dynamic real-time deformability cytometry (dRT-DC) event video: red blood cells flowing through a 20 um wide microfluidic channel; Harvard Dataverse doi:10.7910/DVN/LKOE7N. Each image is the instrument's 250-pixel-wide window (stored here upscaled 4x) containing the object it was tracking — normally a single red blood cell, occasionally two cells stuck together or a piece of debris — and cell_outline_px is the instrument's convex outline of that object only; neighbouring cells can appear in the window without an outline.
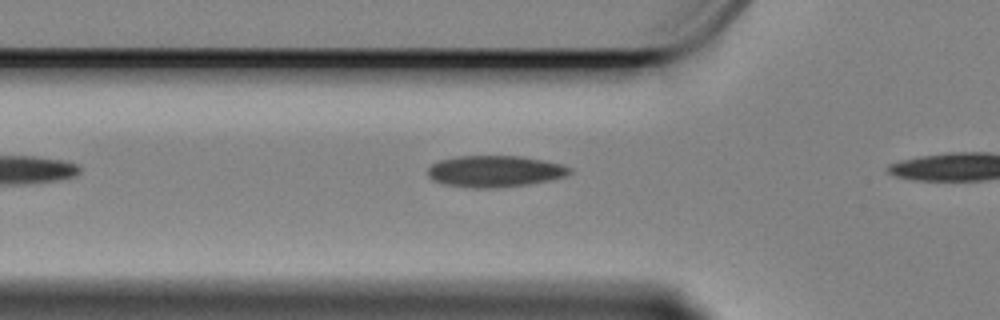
{"species": "Egyptian fruit bat (a non-hibernating species)", "species_latin": "Rousettus aegyptiacus", "temperature_condition": "cold", "stored_images_in_passage": 24, "camera_frame_rate_fps": 3000, "um_per_image_px": 0.085, "animal": {"sex": "female"}, "frame": {"image": 1, "passage_image": 5, "time_ms": 1.333, "image_size_px": [1000, 320], "cell_outline_px": [[572, 172], [564, 176], [548, 180], [528, 184], [496, 188], [468, 188], [440, 184], [432, 180], [428, 176], [428, 168], [432, 164], [440, 160], [456, 156], [520, 156], [560, 164], [572, 168]], "centroid_in_image_um": [41.99, 14.57], "position_along_channel_um": 83.8, "area_um2": 26.07}}
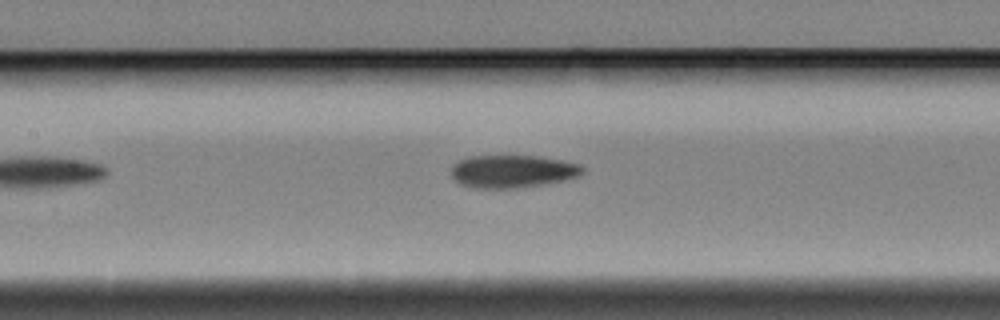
{"frame": {"image": 2, "passage_image": 12, "time_ms": 3.667, "image_size_px": [1000, 320], "cell_outline_px": [[584, 172], [576, 176], [564, 180], [544, 184], [516, 188], [472, 188], [460, 184], [452, 176], [452, 168], [460, 160], [468, 156], [540, 156], [564, 160], [580, 164], [584, 168]], "centroid_in_image_um": [43.59, 14.56], "position_along_channel_um": 163.8, "area_um2": 25.03}}
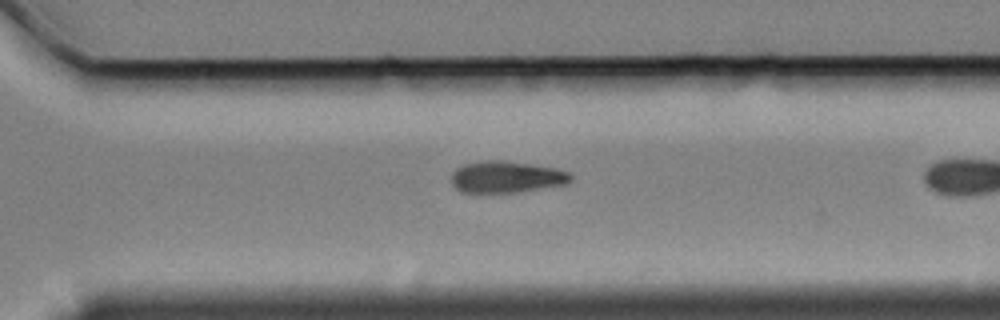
{"frame": {"image": 3, "passage_image": 23, "time_ms": 7.333, "image_size_px": [1000, 320], "cell_outline_px": [[572, 180], [564, 184], [516, 192], [460, 192], [452, 184], [452, 172], [456, 168], [464, 164], [484, 160], [504, 160], [532, 164], [556, 168], [568, 172], [572, 176]], "centroid_in_image_um": [43.02, 15.02], "position_along_channel_um": 327.6, "area_um2": 21.91}}